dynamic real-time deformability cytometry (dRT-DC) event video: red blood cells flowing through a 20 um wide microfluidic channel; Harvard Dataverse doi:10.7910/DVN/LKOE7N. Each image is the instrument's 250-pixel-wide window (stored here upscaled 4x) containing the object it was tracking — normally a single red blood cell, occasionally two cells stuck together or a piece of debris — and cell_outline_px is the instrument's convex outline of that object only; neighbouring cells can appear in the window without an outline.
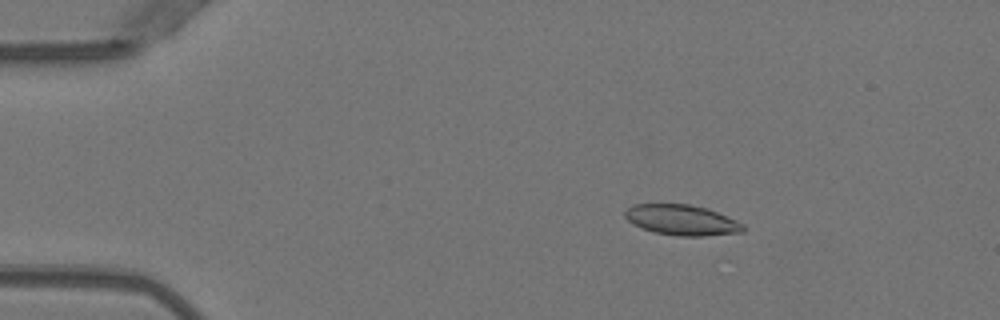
{"species": "Egyptian fruit bat (a non-hibernating species)", "species_latin": "Rousettus aegyptiacus", "temperature_condition": "warm", "stored_images_in_passage": 5, "camera_frame_rate_fps": 3000, "um_per_image_px": 0.085, "animal": {"sex": "female"}, "frame": {"image": 1, "passage_image": 3, "time_ms": 0.667, "image_size_px": [1000, 320], "cell_outline_px": [[744, 232], [704, 236], [676, 236], [652, 232], [632, 224], [624, 216], [624, 212], [632, 204], [688, 204], [708, 208], [736, 220], [744, 224]], "centroid_in_image_um": [57.94, 18.71], "position_along_channel_um": 27.1, "area_um2": 21.15}}